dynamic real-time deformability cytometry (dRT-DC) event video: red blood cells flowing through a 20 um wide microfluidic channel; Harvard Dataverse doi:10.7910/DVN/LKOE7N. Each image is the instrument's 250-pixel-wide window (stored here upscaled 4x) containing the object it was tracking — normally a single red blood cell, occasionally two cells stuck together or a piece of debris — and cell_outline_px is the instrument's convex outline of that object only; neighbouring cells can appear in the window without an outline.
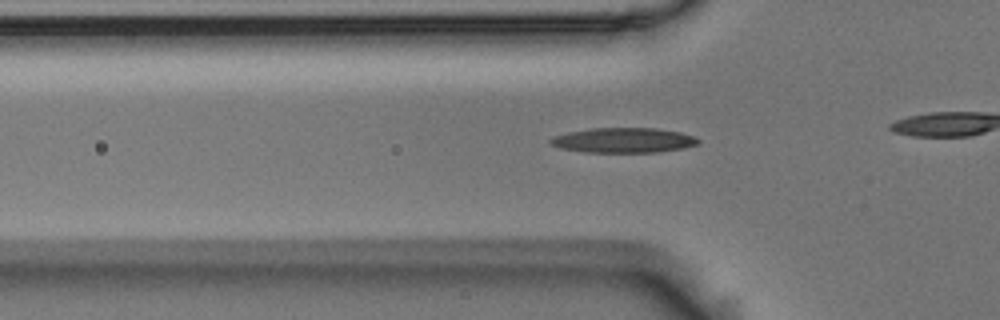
{"species": "Egyptian fruit bat (a non-hibernating species)", "species_latin": "Rousettus aegyptiacus", "temperature_condition": "room temperature", "stored_images_in_passage": 42, "camera_frame_rate_fps": 3000, "um_per_image_px": 0.085, "animal": {"sex": "male"}, "frame": {"image": 1, "passage_image": 17, "time_ms": 5.333, "image_size_px": [1000, 320], "cell_outline_px": [[700, 144], [680, 148], [656, 152], [584, 152], [560, 148], [552, 144], [548, 140], [552, 136], [568, 132], [592, 128], [656, 128], [680, 132], [692, 136], [700, 140]], "centroid_in_image_um": [52.97, 11.92], "position_along_channel_um": 72.8, "area_um2": 21.39}}
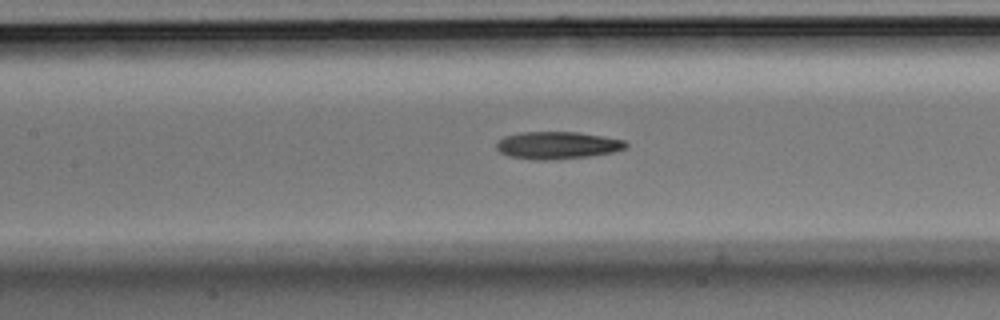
{"frame": {"image": 2, "passage_image": 24, "time_ms": 7.667, "image_size_px": [1000, 320], "cell_outline_px": [[628, 144], [624, 148], [612, 152], [588, 156], [548, 160], [536, 160], [508, 156], [500, 152], [496, 148], [496, 144], [504, 136], [520, 132], [576, 132], [624, 140]], "centroid_in_image_um": [47.32, 12.35], "position_along_channel_um": 160.1, "area_um2": 20.4}}
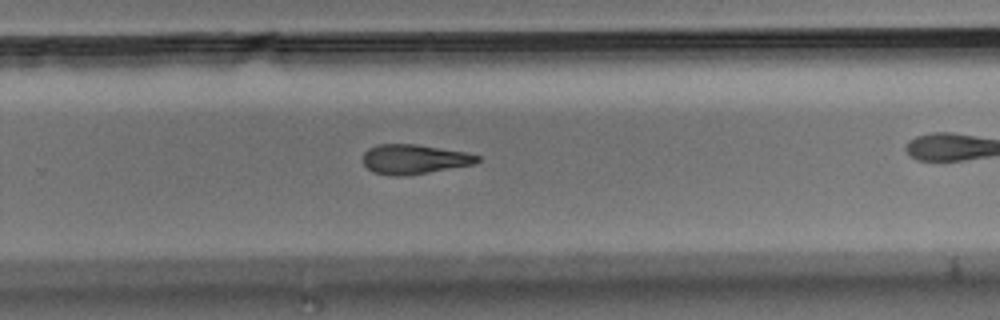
{"frame": {"image": 3, "passage_image": 35, "time_ms": 11.333, "image_size_px": [1000, 320], "cell_outline_px": [[480, 160], [472, 164], [428, 172], [404, 176], [392, 176], [372, 172], [364, 164], [364, 152], [368, 148], [376, 144], [416, 144], [468, 152], [480, 156]], "centroid_in_image_um": [35.19, 13.52], "position_along_channel_um": 294.6, "area_um2": 19.71}}